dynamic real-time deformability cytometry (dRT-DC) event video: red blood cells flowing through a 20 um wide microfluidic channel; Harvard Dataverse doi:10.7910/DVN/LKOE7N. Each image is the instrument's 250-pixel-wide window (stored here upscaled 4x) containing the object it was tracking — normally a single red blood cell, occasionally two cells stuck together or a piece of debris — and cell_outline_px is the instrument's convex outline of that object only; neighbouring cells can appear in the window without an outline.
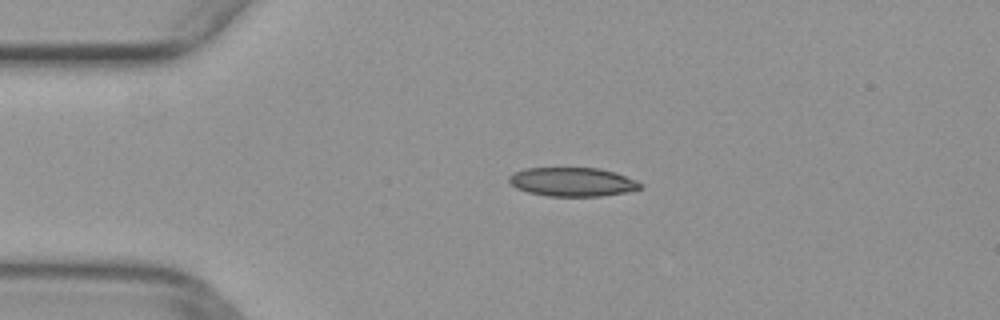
{"species": "common noctule bat (a hibernating species)", "species_latin": "Nyctalus noctula", "temperature_condition": "warm", "stored_images_in_passage": 24, "camera_frame_rate_fps": 3000, "um_per_image_px": 0.085, "animal": {"sex": "female", "body_mass_g": 29.2, "forearm_length_mm": 56.3}, "frame": {"image": 1, "passage_image": 1, "time_ms": 0.0, "image_size_px": [1000, 320], "cell_outline_px": [[644, 188], [624, 192], [600, 196], [548, 196], [528, 192], [516, 188], [508, 184], [508, 176], [524, 168], [600, 168], [616, 172], [636, 180], [644, 184]], "centroid_in_image_um": [48.66, 15.46], "position_along_channel_um": 36.3, "area_um2": 22.25}}
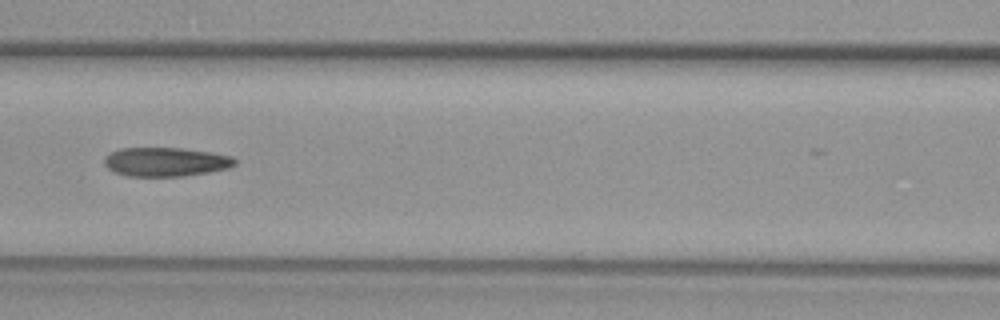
{"frame": {"image": 2, "passage_image": 12, "time_ms": 3.667, "image_size_px": [1000, 320], "cell_outline_px": [[236, 164], [228, 168], [208, 172], [184, 176], [128, 176], [112, 172], [104, 164], [104, 156], [120, 148], [180, 148], [208, 152], [232, 156], [236, 160]], "centroid_in_image_um": [14.05, 13.76], "position_along_channel_um": 152.5, "area_um2": 22.02}}
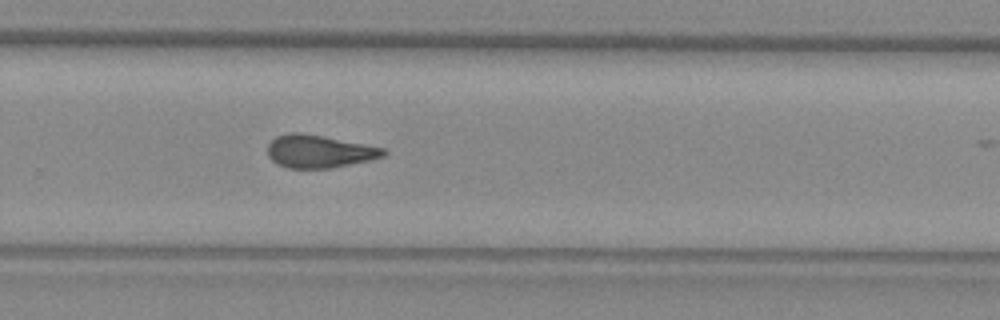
{"frame": {"image": 3, "passage_image": 23, "time_ms": 7.333, "image_size_px": [1000, 320], "cell_outline_px": [[388, 152], [384, 156], [368, 160], [328, 168], [288, 168], [272, 160], [268, 156], [268, 144], [276, 136], [288, 132], [300, 132], [364, 144], [384, 148]], "centroid_in_image_um": [27.1, 12.86], "position_along_channel_um": 302.7, "area_um2": 21.79}}